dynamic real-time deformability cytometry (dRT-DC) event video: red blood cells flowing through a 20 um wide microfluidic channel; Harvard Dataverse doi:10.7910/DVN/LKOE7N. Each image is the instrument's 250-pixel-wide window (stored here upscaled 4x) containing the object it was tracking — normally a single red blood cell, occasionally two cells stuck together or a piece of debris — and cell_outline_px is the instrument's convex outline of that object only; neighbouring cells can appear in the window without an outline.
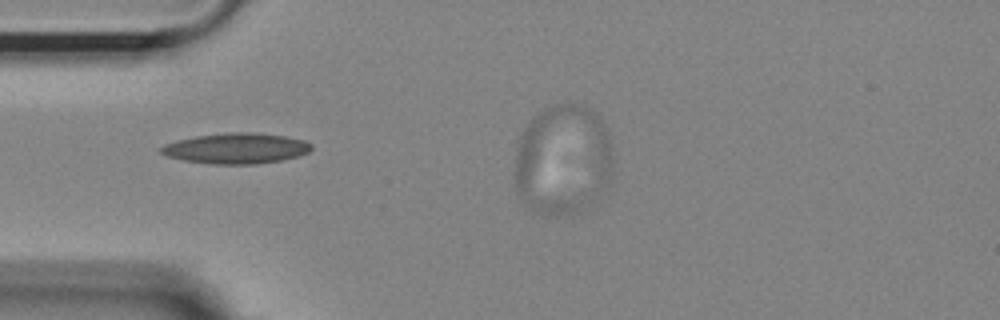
{"species": "Egyptian fruit bat (a non-hibernating species)", "species_latin": "Rousettus aegyptiacus", "temperature_condition": "room temperature", "stored_images_in_passage": 44, "camera_frame_rate_fps": 3000, "um_per_image_px": 0.085, "animal": {"sex": "female"}, "frame": {"image": 1, "passage_image": 7, "time_ms": 2.0, "image_size_px": [1000, 320], "cell_outline_px": [[312, 148], [308, 152], [296, 156], [280, 160], [256, 164], [212, 164], [184, 160], [168, 156], [160, 152], [160, 148], [164, 144], [176, 140], [196, 136], [228, 132], [252, 132], [284, 136], [304, 140], [312, 144]], "centroid_in_image_um": [20.06, 12.6], "position_along_channel_um": 64.9, "area_um2": 26.65}}
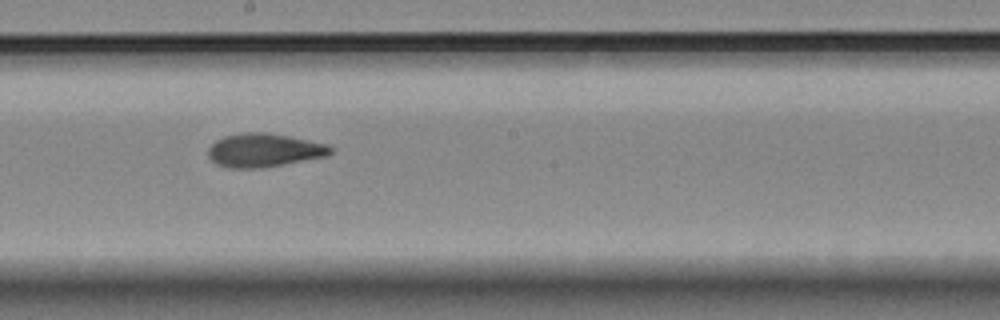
{"frame": {"image": 2, "passage_image": 20, "time_ms": 6.333, "image_size_px": [1000, 320], "cell_outline_px": [[332, 152], [328, 156], [260, 168], [228, 168], [216, 164], [208, 156], [208, 148], [216, 140], [224, 136], [240, 132], [264, 132], [288, 136], [328, 144], [332, 148]], "centroid_in_image_um": [22.42, 12.76], "position_along_channel_um": 225.8, "area_um2": 23.93}}
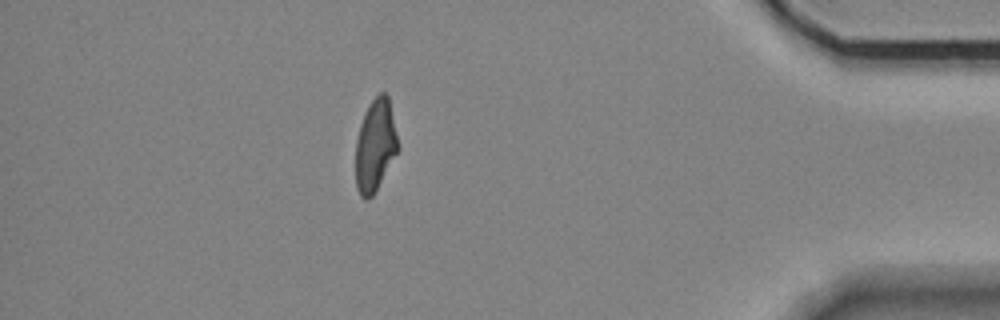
{"frame": {"image": 3, "passage_image": 38, "time_ms": 12.333, "image_size_px": [1000, 320], "cell_outline_px": [[400, 148], [372, 196], [368, 200], [364, 200], [360, 196], [356, 188], [356, 140], [360, 124], [364, 112], [372, 100], [380, 92], [384, 92], [388, 96]], "centroid_in_image_um": [31.89, 12.37], "position_along_channel_um": 403.3, "area_um2": 22.72}, "authors_computed_cell_mechanics": {"area_um2": 23.4668, "velocity_mm_per_s": 3.6916, "shape_relaxation_time_tau1_ms": 8.9915, "shape_relaxation_time_tau2_ms": 2.3281, "deformation_change_tau1": 0.2421, "deformation_change_tau2": 0.1033}}